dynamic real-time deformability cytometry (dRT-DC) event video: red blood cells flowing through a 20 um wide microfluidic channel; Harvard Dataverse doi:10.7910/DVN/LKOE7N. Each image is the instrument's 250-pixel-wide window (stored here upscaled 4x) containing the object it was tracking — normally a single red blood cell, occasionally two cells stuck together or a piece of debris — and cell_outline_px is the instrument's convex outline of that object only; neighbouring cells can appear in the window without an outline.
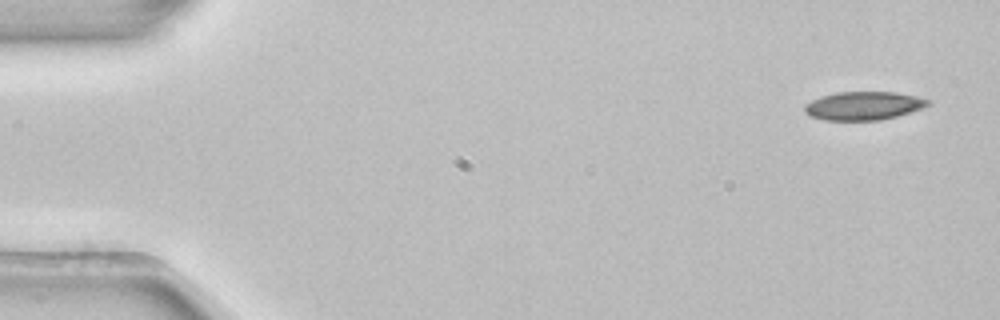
{"species": "common noctule bat (a hibernating species)", "species_latin": "Nyctalus noctula", "temperature_condition": "room temperature", "stored_images_in_passage": 5, "segment_of_instrument_passage": [1, 2], "camera_frame_rate_fps": 3000, "um_per_image_px": 0.085, "animal": {"sex": "female", "body_mass_g": 22.7, "forearm_length_mm": 54.2}, "frame": {"image": 1, "passage_image": 1, "time_ms": 0.0, "image_size_px": [1000, 320], "cell_outline_px": [[932, 104], [896, 116], [880, 120], [824, 120], [812, 116], [804, 112], [804, 104], [820, 96], [836, 92], [896, 92], [916, 96], [932, 100]], "centroid_in_image_um": [73.39, 8.98], "position_along_channel_um": 11.6, "area_um2": 20.4}}
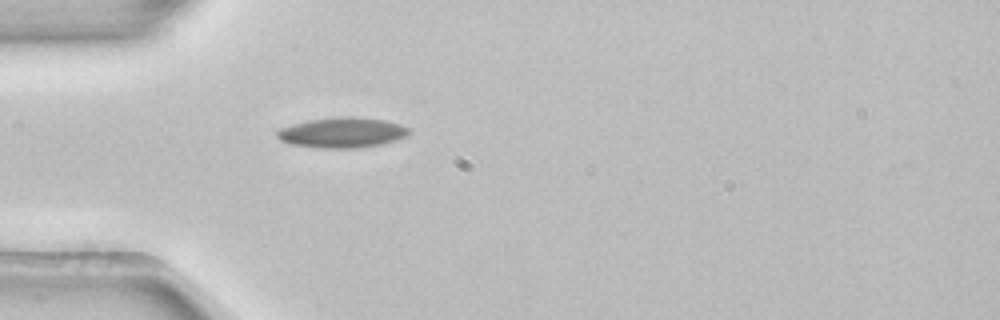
{"frame": {"image": 2, "passage_image": 4, "time_ms": 1.0, "image_size_px": [1000, 320], "cell_outline_px": [[412, 132], [396, 140], [380, 144], [352, 148], [320, 148], [292, 144], [280, 140], [276, 136], [276, 132], [280, 128], [292, 124], [308, 120], [344, 116], [352, 116], [384, 120], [400, 124], [412, 128]], "centroid_in_image_um": [29.09, 11.26], "position_along_channel_um": 55.9, "area_um2": 23.24}}